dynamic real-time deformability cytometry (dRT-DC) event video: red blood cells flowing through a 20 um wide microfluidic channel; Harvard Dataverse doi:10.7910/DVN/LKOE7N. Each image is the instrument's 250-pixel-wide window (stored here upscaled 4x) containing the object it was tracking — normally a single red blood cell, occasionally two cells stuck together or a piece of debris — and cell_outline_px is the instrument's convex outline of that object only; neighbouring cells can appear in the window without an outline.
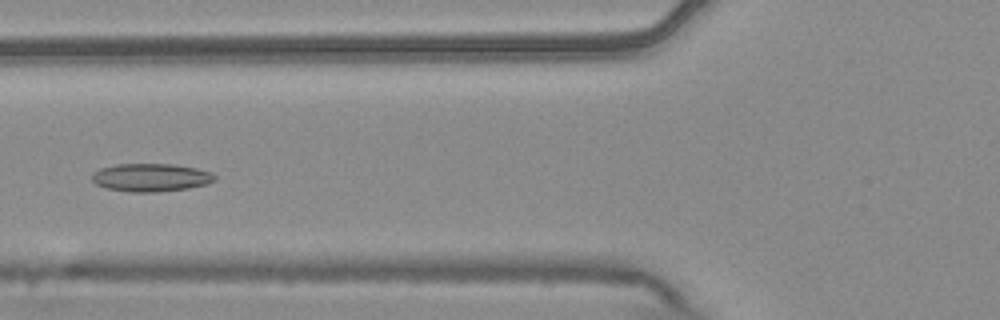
{"species": "common noctule bat (a hibernating species)", "species_latin": "Nyctalus noctula", "temperature_condition": "warm", "stored_images_in_passage": 5, "camera_frame_rate_fps": 3000, "um_per_image_px": 0.085, "animal": {"sex": "male", "body_mass_g": 20.4}, "frame": {"image": 1, "passage_image": 5, "time_ms": 1.333, "image_size_px": [1000, 320], "cell_outline_px": [[216, 180], [208, 184], [188, 188], [156, 192], [132, 192], [108, 188], [96, 184], [92, 180], [92, 172], [100, 168], [116, 164], [172, 164], [196, 168], [212, 172], [216, 176]], "centroid_in_image_um": [12.84, 15.08], "position_along_channel_um": 113.0, "area_um2": 20.11}}